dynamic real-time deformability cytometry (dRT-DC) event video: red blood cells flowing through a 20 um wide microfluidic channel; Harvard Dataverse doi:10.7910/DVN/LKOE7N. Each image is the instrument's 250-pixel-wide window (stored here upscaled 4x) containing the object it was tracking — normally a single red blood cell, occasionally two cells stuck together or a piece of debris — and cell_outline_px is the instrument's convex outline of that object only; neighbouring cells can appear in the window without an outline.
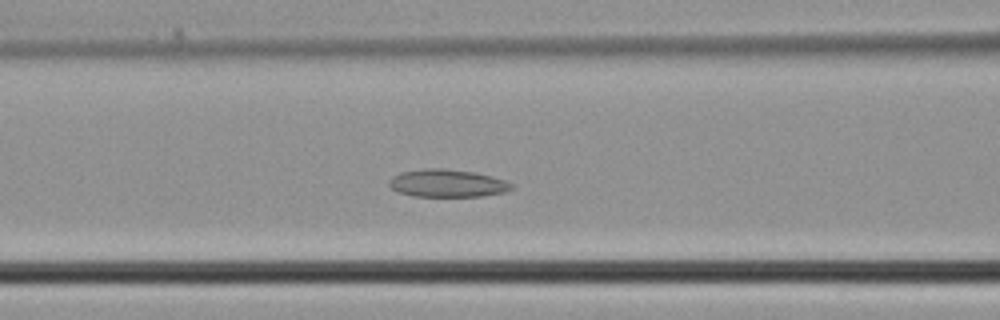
{"species": "common noctule bat (a hibernating species)", "species_latin": "Nyctalus noctula", "temperature_condition": "cold", "stored_images_in_passage": 31, "camera_frame_rate_fps": 3000, "um_per_image_px": 0.085, "animal": {"sex": "male", "body_mass_g": 21.5, "forearm_length_mm": 52.0}, "frame": {"image": 1, "passage_image": 14, "time_ms": 4.333, "image_size_px": [1000, 320], "cell_outline_px": [[512, 188], [504, 192], [480, 196], [412, 196], [396, 192], [388, 184], [388, 180], [392, 176], [400, 172], [424, 168], [444, 168], [472, 172], [492, 176], [504, 180], [512, 184]], "centroid_in_image_um": [37.95, 15.57], "position_along_channel_um": 128.7, "area_um2": 19.77}}
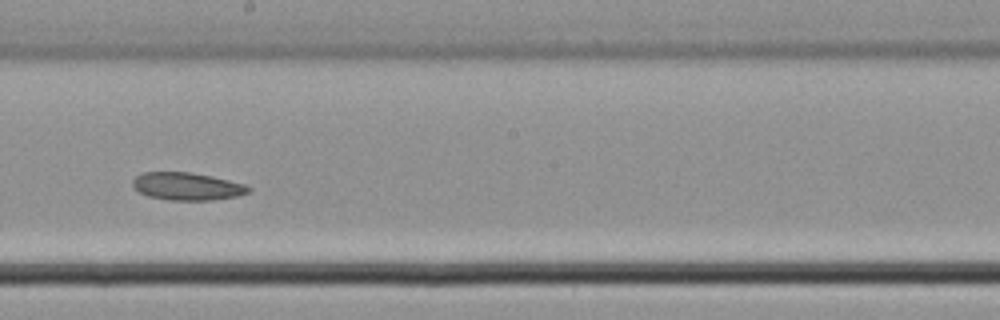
{"frame": {"image": 2, "passage_image": 20, "time_ms": 6.333, "image_size_px": [1000, 320], "cell_outline_px": [[252, 192], [236, 196], [212, 200], [168, 200], [148, 196], [132, 188], [132, 180], [136, 176], [144, 172], [188, 172], [212, 176], [244, 184], [252, 188]], "centroid_in_image_um": [15.89, 15.84], "position_along_channel_um": 232.3, "area_um2": 18.73}}
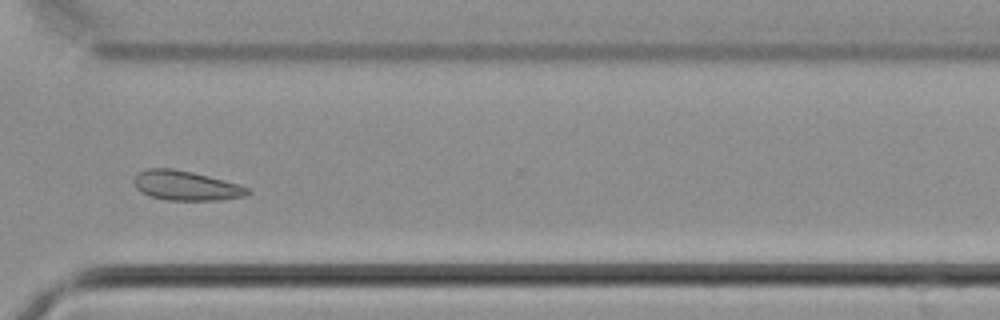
{"frame": {"image": 3, "passage_image": 27, "time_ms": 8.667, "image_size_px": [1000, 320], "cell_outline_px": [[252, 192], [244, 196], [220, 200], [164, 200], [140, 192], [136, 188], [132, 180], [136, 172], [144, 168], [172, 168], [192, 172], [208, 176], [236, 184], [248, 188]], "centroid_in_image_um": [15.72, 15.77], "position_along_channel_um": 354.9, "area_um2": 19.65}}